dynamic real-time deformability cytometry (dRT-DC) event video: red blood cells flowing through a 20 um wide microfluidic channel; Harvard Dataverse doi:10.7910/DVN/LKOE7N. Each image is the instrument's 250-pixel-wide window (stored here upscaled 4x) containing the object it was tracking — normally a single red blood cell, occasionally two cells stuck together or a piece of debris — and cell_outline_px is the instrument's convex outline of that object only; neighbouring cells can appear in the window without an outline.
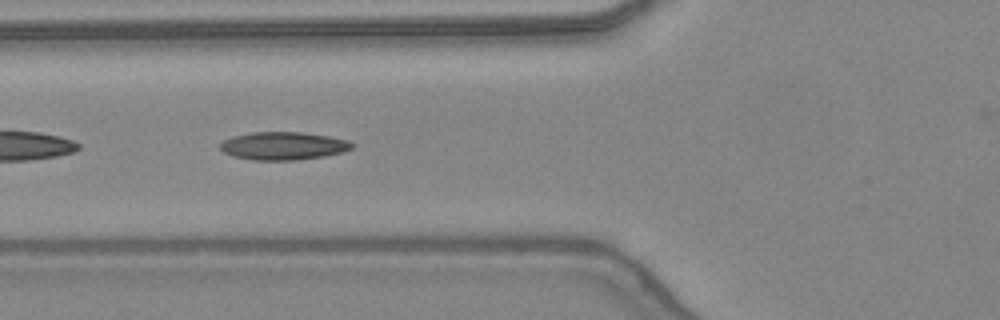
{"species": "common noctule bat (a hibernating species)", "species_latin": "Nyctalus noctula", "temperature_condition": "warm", "stored_images_in_passage": 7, "camera_frame_rate_fps": 3000, "um_per_image_px": 0.085, "animal": {"sex": "female", "body_mass_g": 24.6, "forearm_length_mm": 56.2}, "frame": {"image": 1, "passage_image": 4, "time_ms": 1.0, "image_size_px": [1000, 320], "cell_outline_px": [[356, 144], [352, 148], [344, 152], [324, 156], [296, 160], [252, 160], [236, 156], [224, 152], [220, 148], [220, 144], [224, 140], [232, 136], [252, 132], [304, 132], [328, 136], [348, 140]], "centroid_in_image_um": [24.12, 12.39], "position_along_channel_um": 101.7, "area_um2": 21.5}}